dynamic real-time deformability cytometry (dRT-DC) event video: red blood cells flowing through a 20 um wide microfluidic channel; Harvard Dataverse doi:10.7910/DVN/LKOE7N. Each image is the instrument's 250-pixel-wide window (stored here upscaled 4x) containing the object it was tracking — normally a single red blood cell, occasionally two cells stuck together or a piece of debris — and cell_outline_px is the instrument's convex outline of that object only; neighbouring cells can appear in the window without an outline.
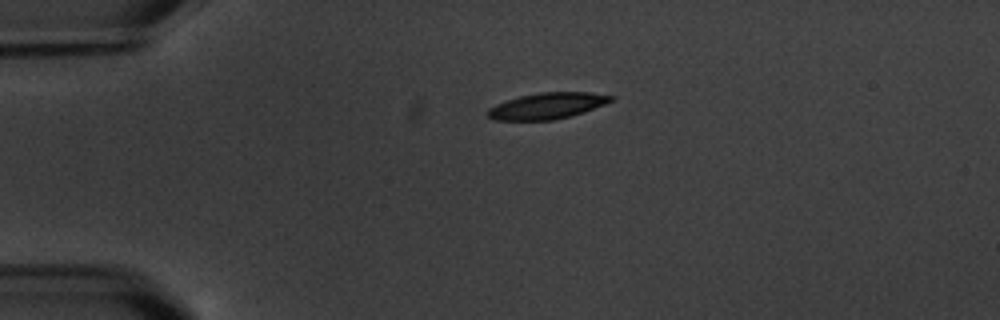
{"species": "common noctule bat (a hibernating species)", "species_latin": "Nyctalus noctula", "temperature_condition": "warm", "stored_images_in_passage": 2, "camera_frame_rate_fps": 3000, "um_per_image_px": 0.085, "animal": {"sex": "male", "body_mass_g": 20.1, "forearm_length_mm": 53.5}, "frame": {"image": 1, "passage_image": 1, "time_ms": 0.0, "image_size_px": [1000, 320], "cell_outline_px": [[616, 96], [612, 100], [604, 104], [584, 112], [572, 116], [552, 120], [492, 120], [484, 112], [488, 108], [496, 104], [520, 96], [540, 92], [588, 92]], "centroid_in_image_um": [46.48, 9.0], "position_along_channel_um": 38.5, "area_um2": 18.84}}